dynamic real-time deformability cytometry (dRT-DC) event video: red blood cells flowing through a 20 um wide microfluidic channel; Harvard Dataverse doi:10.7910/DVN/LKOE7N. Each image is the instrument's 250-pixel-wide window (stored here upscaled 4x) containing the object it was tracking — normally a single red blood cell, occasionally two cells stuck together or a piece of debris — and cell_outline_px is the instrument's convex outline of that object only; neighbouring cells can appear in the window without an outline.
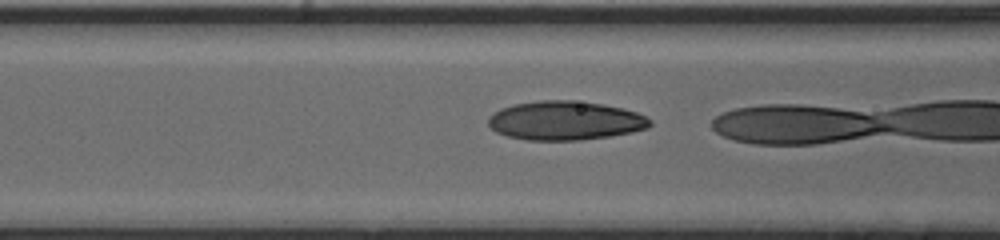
{"species": "human", "species_latin": "Homo sapiens", "temperature_condition": "cold", "stored_images_in_passage": 23, "camera_frame_rate_fps": 3000, "um_per_image_px": 0.085, "donor": {"sex": "male"}, "frame": {"image": 1, "passage_image": 22, "time_ms": 7.0, "image_size_px": [1000, 240], "cell_outline_px": [[652, 124], [648, 128], [632, 132], [608, 136], [580, 140], [528, 140], [508, 136], [496, 132], [488, 124], [488, 116], [500, 108], [516, 104], [536, 100], [572, 100], [604, 104], [624, 108], [636, 112], [652, 120]], "centroid_in_image_um": [48.04, 10.24], "position_along_channel_um": 118.6, "area_um2": 36.82}}